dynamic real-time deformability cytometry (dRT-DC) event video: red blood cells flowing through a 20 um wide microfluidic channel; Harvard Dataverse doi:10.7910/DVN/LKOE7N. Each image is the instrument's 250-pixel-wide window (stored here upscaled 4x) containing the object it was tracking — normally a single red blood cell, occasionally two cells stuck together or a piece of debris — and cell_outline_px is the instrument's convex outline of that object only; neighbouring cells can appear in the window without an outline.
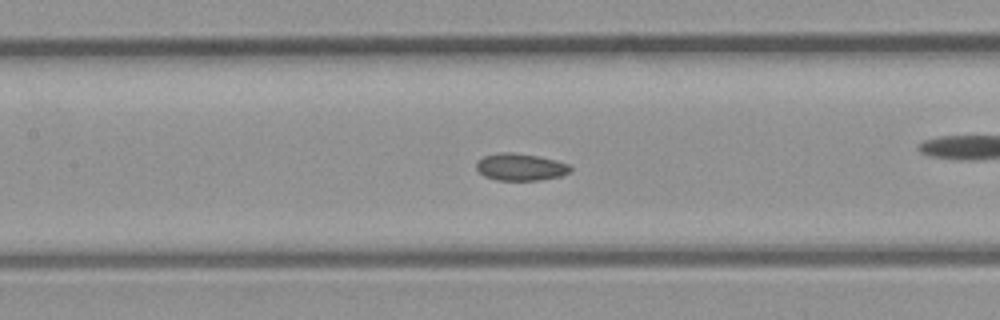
{"species": "common noctule bat (a hibernating species)", "species_latin": "Nyctalus noctula", "temperature_condition": "room temperature", "stored_images_in_passage": 33, "camera_frame_rate_fps": 3000, "um_per_image_px": 0.085, "animal": {"sex": "male", "body_mass_g": 23.1, "forearm_length_mm": 52.7}, "frame": {"image": 1, "passage_image": 10, "time_ms": 3.0, "image_size_px": [1000, 320], "cell_outline_px": [[572, 168], [568, 172], [560, 176], [540, 180], [496, 180], [484, 176], [476, 168], [476, 160], [484, 156], [496, 152], [512, 152], [536, 156], [556, 160], [568, 164]], "centroid_in_image_um": [44.19, 14.19], "position_along_channel_um": 163.2, "area_um2": 14.85}}
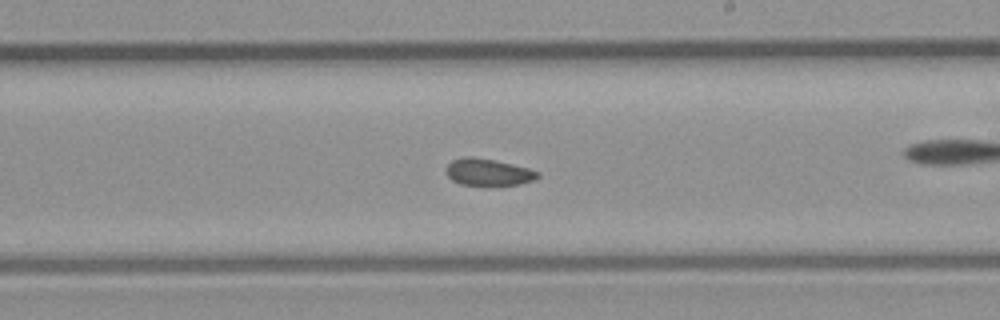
{"frame": {"image": 2, "passage_image": 15, "time_ms": 4.667, "image_size_px": [1000, 320], "cell_outline_px": [[540, 176], [532, 180], [516, 184], [460, 184], [452, 180], [444, 172], [444, 168], [452, 160], [464, 156], [472, 156], [496, 160], [528, 168], [540, 172]], "centroid_in_image_um": [41.44, 14.6], "position_along_channel_um": 247.6, "area_um2": 14.22}}
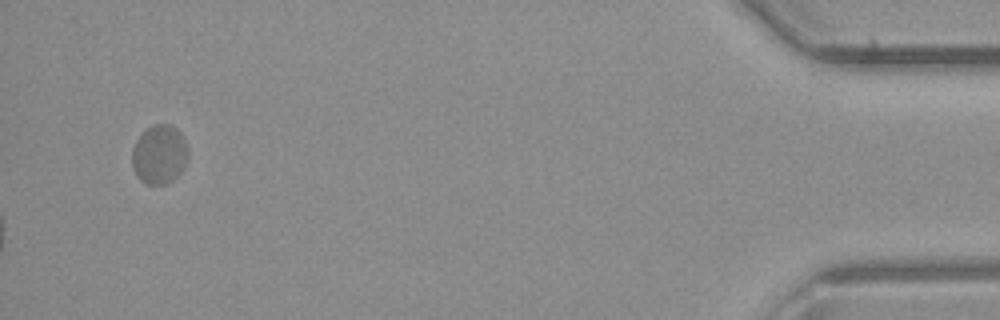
{"frame": {"image": 3, "passage_image": 33, "time_ms": 10.667, "image_size_px": [1000, 320], "cell_outline_px": [[188, 160], [184, 168], [168, 184], [144, 184], [136, 176], [132, 168], [132, 148], [140, 132], [144, 128], [152, 124], [172, 124], [180, 132], [188, 148]], "centroid_in_image_um": [13.52, 13.11], "position_along_channel_um": 421.7, "area_um2": 19.83}}